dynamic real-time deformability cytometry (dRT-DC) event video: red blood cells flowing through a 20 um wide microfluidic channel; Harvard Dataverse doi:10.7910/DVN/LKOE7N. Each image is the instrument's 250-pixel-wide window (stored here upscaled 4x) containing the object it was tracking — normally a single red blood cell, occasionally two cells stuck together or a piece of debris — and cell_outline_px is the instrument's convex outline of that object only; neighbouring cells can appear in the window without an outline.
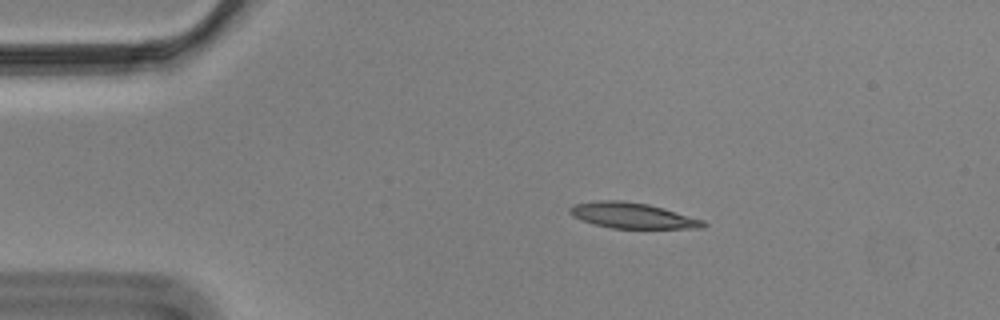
{"species": "Egyptian fruit bat (a non-hibernating species)", "species_latin": "Rousettus aegyptiacus", "temperature_condition": "cold", "stored_images_in_passage": 55, "camera_frame_rate_fps": 3000, "um_per_image_px": 0.085, "animal": {"sex": "male"}, "frame": {"image": 1, "passage_image": 9, "time_ms": 2.667, "image_size_px": [1000, 320], "cell_outline_px": [[708, 224], [704, 228], [612, 228], [592, 224], [572, 216], [568, 212], [568, 208], [576, 204], [596, 200], [620, 200], [648, 204], [664, 208], [704, 220]], "centroid_in_image_um": [53.75, 18.32], "position_along_channel_um": 31.3, "area_um2": 20.0}}
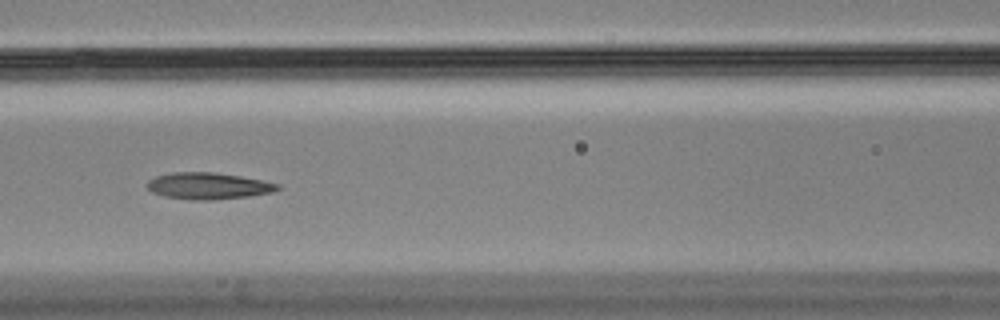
{"frame": {"image": 2, "passage_image": 23, "time_ms": 7.333, "image_size_px": [1000, 320], "cell_outline_px": [[280, 188], [272, 192], [248, 196], [212, 200], [192, 200], [164, 196], [152, 192], [144, 184], [148, 180], [156, 176], [172, 172], [212, 172], [240, 176], [280, 184]], "centroid_in_image_um": [17.65, 15.8], "position_along_channel_um": 148.9, "area_um2": 20.17}}
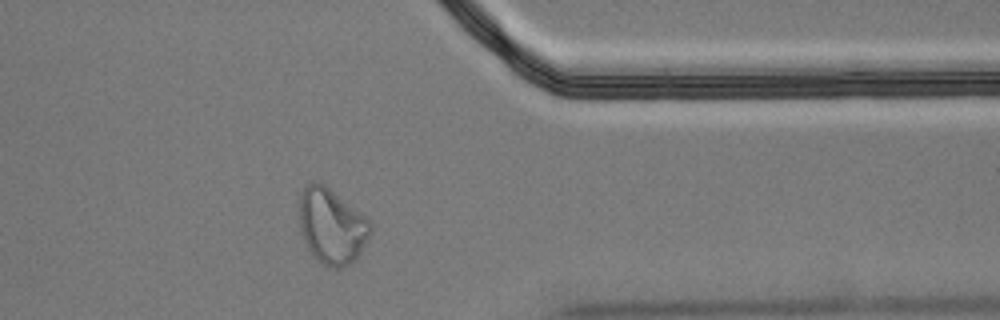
{"frame": {"image": 3, "passage_image": 44, "time_ms": 14.333, "image_size_px": [1000, 320], "cell_outline_px": [[372, 232], [356, 260], [344, 268], [336, 268], [324, 264], [312, 256], [308, 248], [300, 228], [300, 196], [304, 188], [308, 184], [316, 180], [320, 180], [364, 216], [372, 224]], "centroid_in_image_um": [28.21, 19.23], "position_along_channel_um": 383.2, "area_um2": 31.15}, "authors_computed_cell_mechanics": {"area_um2": 20.1722, "velocity_mm_per_s": 3.5074, "shape_relaxation_time_tau1_ms": null, "shape_relaxation_time_tau2_ms": 2.3155, "deformation_change_tau1": null, "deformation_change_tau2": 0.0935}}